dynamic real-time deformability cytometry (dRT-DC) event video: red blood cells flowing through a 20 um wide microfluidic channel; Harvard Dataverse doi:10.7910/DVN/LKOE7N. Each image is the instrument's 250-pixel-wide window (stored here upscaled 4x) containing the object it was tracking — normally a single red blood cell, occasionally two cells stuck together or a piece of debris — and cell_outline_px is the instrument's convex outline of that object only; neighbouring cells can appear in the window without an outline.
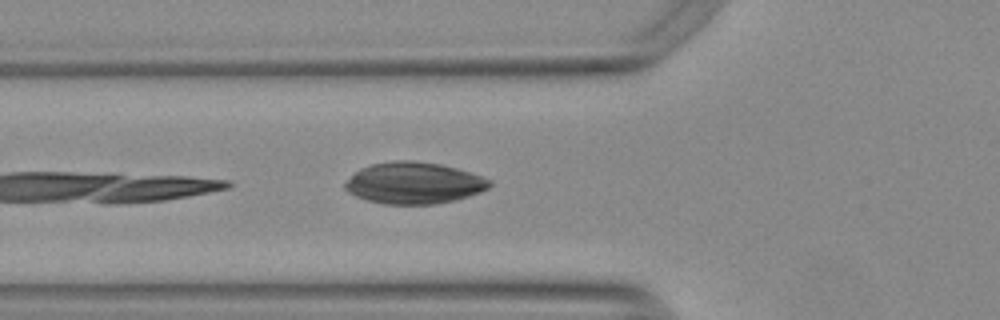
{"species": "Egyptian fruit bat (a non-hibernating species)", "species_latin": "Rousettus aegyptiacus", "temperature_condition": "warm", "stored_images_in_passage": 24, "camera_frame_rate_fps": 3000, "um_per_image_px": 0.085, "animal": {"sex": "female"}, "frame": {"image": 1, "passage_image": 4, "time_ms": 1.0, "image_size_px": [1000, 320], "cell_outline_px": [[492, 184], [488, 188], [480, 192], [456, 200], [436, 204], [384, 204], [368, 200], [356, 196], [348, 192], [344, 188], [344, 184], [360, 168], [368, 164], [392, 160], [412, 160], [440, 164], [456, 168], [492, 180]], "centroid_in_image_um": [35.17, 15.55], "position_along_channel_um": 90.6, "area_um2": 35.03}}